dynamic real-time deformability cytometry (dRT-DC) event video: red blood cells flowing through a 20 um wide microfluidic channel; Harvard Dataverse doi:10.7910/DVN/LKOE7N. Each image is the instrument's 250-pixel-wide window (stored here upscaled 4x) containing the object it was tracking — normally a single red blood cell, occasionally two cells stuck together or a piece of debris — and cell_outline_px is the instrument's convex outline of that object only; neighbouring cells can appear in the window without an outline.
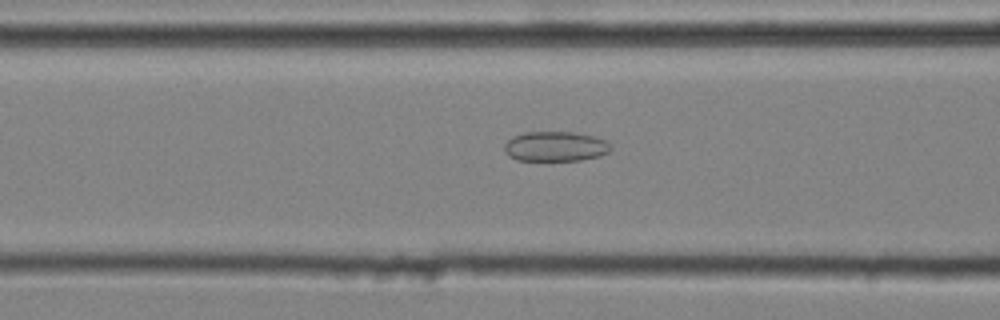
{"species": "common noctule bat (a hibernating species)", "species_latin": "Nyctalus noctula", "temperature_condition": "cold", "stored_images_in_passage": 43, "camera_frame_rate_fps": 3000, "um_per_image_px": 0.085, "animal": {"sex": "male", "body_mass_g": 20.4}, "frame": {"image": 1, "passage_image": 19, "time_ms": 6.0, "image_size_px": [1000, 320], "cell_outline_px": [[612, 148], [608, 152], [600, 156], [580, 160], [516, 160], [508, 156], [504, 152], [504, 144], [512, 136], [524, 132], [576, 132], [592, 136], [604, 140], [612, 144]], "centroid_in_image_um": [47.19, 12.44], "position_along_channel_um": 119.4, "area_um2": 18.67}}
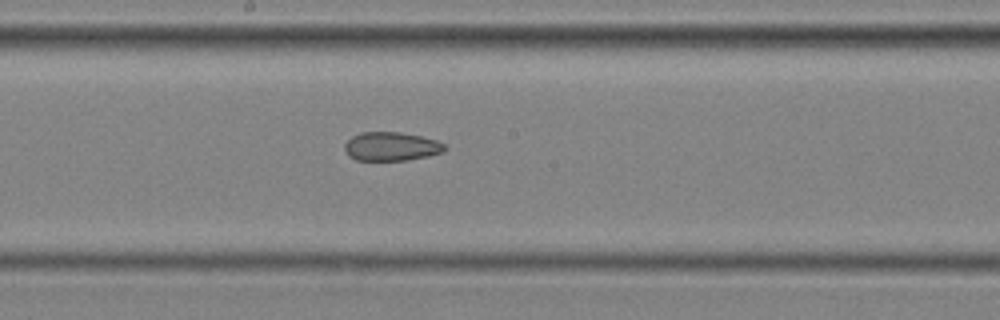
{"frame": {"image": 2, "passage_image": 26, "time_ms": 8.333, "image_size_px": [1000, 320], "cell_outline_px": [[448, 148], [444, 152], [428, 156], [408, 160], [356, 160], [348, 156], [344, 148], [344, 144], [352, 136], [360, 132], [400, 132], [420, 136], [436, 140], [444, 144]], "centroid_in_image_um": [33.26, 12.45], "position_along_channel_um": 214.9, "area_um2": 16.88}}
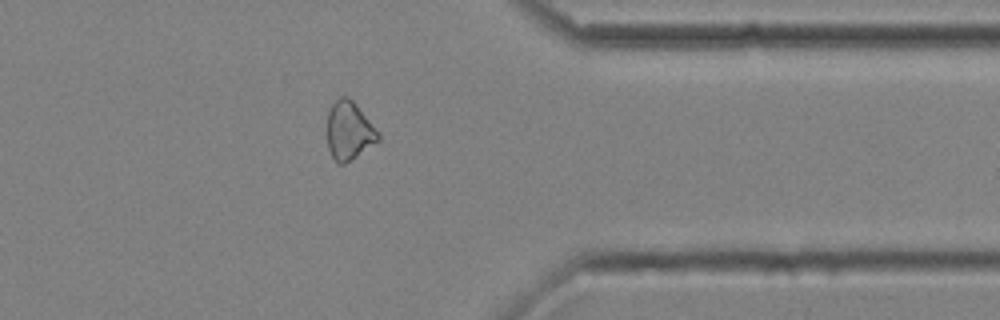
{"frame": {"image": 3, "passage_image": 39, "time_ms": 12.667, "image_size_px": [1000, 320], "cell_outline_px": [[380, 140], [344, 164], [336, 164], [328, 148], [328, 112], [332, 104], [340, 96], [348, 96], [352, 100], [380, 136]], "centroid_in_image_um": [29.64, 11.13], "position_along_channel_um": 381.8, "area_um2": 16.88}}